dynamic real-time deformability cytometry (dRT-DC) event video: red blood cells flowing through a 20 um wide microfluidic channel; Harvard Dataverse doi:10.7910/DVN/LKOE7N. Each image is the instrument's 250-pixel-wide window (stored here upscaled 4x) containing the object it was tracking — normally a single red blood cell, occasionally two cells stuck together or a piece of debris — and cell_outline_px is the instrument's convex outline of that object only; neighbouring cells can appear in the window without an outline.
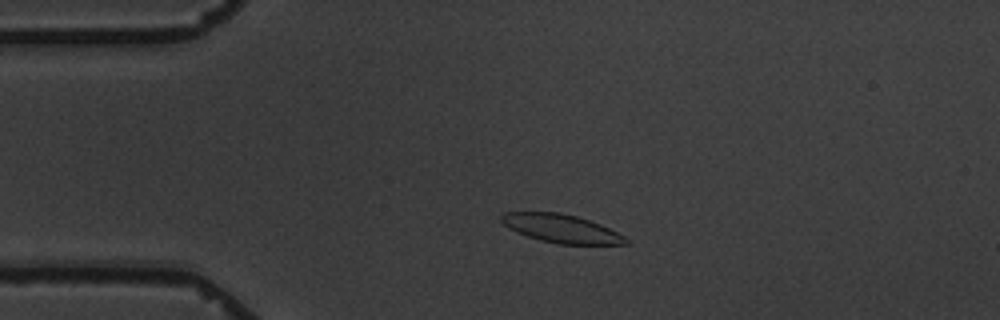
{"species": "common noctule bat (a hibernating species)", "species_latin": "Nyctalus noctula", "temperature_condition": "warm", "stored_images_in_passage": 3, "camera_frame_rate_fps": 3000, "um_per_image_px": 0.085, "animal": {"sex": "male", "body_mass_g": 19.5, "forearm_length_mm": 54.6}, "frame": {"image": 1, "passage_image": 3, "time_ms": 2.333, "image_size_px": [1000, 320], "cell_outline_px": [[628, 244], [560, 244], [540, 240], [516, 232], [508, 228], [500, 220], [500, 216], [504, 212], [560, 212], [576, 216], [600, 224], [624, 236], [628, 240]], "centroid_in_image_um": [47.67, 19.42], "position_along_channel_um": 37.3, "area_um2": 20.4}}